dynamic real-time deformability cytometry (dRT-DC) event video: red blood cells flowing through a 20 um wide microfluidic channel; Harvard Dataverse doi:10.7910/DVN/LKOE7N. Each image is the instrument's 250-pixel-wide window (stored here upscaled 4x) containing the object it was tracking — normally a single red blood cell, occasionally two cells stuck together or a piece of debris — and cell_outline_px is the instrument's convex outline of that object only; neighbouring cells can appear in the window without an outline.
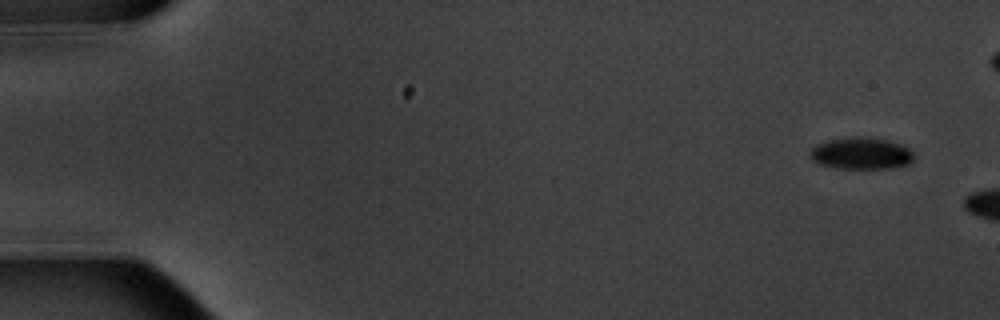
{"species": "common noctule bat (a hibernating species)", "species_latin": "Nyctalus noctula", "temperature_condition": "warm", "stored_images_in_passage": 5, "camera_frame_rate_fps": 3000, "um_per_image_px": 0.085, "animal": {"sex": "male", "body_mass_g": 20.1, "forearm_length_mm": 53.5}, "frame": {"image": 1, "passage_image": 1, "time_ms": 0.0, "image_size_px": [1000, 320], "cell_outline_px": [[912, 160], [908, 164], [892, 168], [836, 168], [820, 164], [812, 160], [808, 156], [808, 152], [816, 144], [828, 140], [856, 136], [868, 136], [888, 140], [900, 144], [908, 148], [912, 152]], "centroid_in_image_um": [73.15, 13.02], "position_along_channel_um": 11.8, "area_um2": 19.36}}